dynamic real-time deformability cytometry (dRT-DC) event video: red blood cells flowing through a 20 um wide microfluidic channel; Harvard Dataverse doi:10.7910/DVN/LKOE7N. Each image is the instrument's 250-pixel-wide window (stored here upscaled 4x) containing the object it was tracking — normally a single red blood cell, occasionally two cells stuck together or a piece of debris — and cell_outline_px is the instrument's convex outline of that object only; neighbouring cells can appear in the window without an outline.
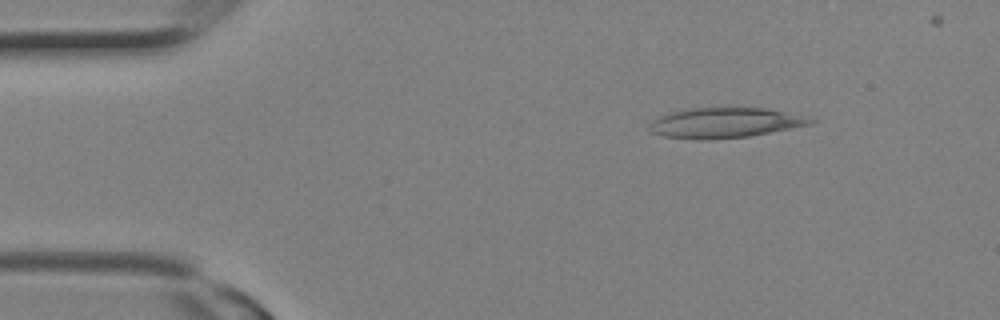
{"species": "Egyptian fruit bat (a non-hibernating species)", "species_latin": "Rousettus aegyptiacus", "temperature_condition": "room temperature", "stored_images_in_passage": 8, "camera_frame_rate_fps": 3000, "um_per_image_px": 0.085, "animal": {"sex": "female"}, "frame": {"image": 1, "passage_image": 3, "time_ms": 0.667, "image_size_px": [1000, 320], "cell_outline_px": [[816, 120], [812, 124], [748, 136], [700, 140], [664, 136], [652, 132], [648, 128], [648, 124], [652, 120], [660, 116], [672, 112], [692, 108], [764, 108], [784, 112]], "centroid_in_image_um": [61.55, 10.44], "position_along_channel_um": 23.5, "area_um2": 27.74}}
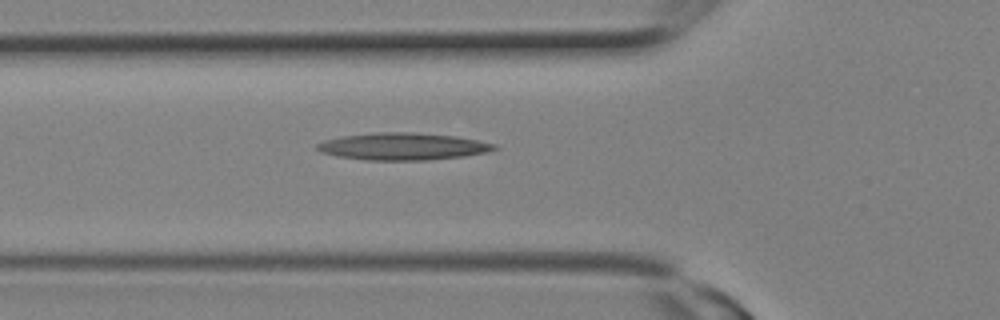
{"frame": {"image": 2, "passage_image": 8, "time_ms": 2.333, "image_size_px": [1000, 320], "cell_outline_px": [[500, 148], [488, 152], [464, 156], [428, 160], [368, 160], [336, 156], [320, 152], [316, 148], [316, 144], [324, 140], [344, 136], [380, 132], [412, 132], [456, 136], [496, 144]], "centroid_in_image_um": [34.26, 12.45], "position_along_channel_um": 91.5, "area_um2": 28.03}}